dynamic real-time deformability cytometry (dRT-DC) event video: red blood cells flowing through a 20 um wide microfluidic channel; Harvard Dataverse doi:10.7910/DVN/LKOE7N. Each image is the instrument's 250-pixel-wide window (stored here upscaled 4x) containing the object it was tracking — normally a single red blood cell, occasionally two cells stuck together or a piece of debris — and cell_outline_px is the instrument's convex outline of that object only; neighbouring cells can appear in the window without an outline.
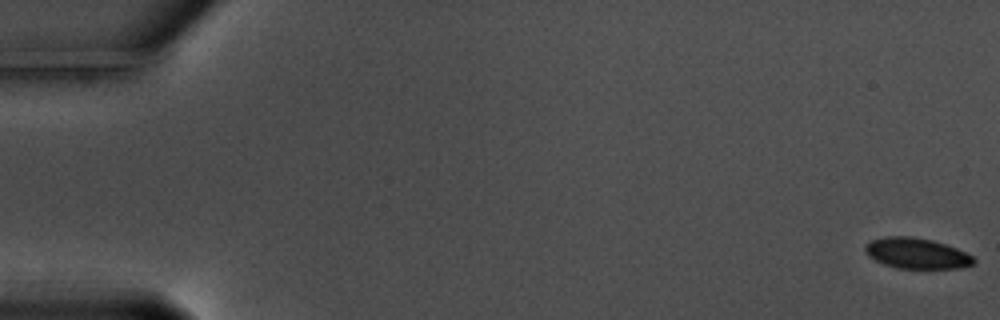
{"species": "common noctule bat (a hibernating species)", "species_latin": "Nyctalus noctula", "temperature_condition": "warm", "stored_images_in_passage": 58, "camera_frame_rate_fps": 3000, "um_per_image_px": 0.085, "animal": {"sex": "male", "body_mass_g": 17.5, "forearm_length_mm": 52.3}, "frame": {"image": 1, "passage_image": 1, "time_ms": 0.0, "image_size_px": [1000, 320], "cell_outline_px": [[976, 264], [960, 268], [896, 268], [884, 264], [868, 256], [864, 248], [864, 244], [872, 240], [888, 236], [912, 236], [932, 240], [956, 248], [972, 256], [976, 260]], "centroid_in_image_um": [77.91, 21.53], "position_along_channel_um": 7.1, "area_um2": 19.36}}
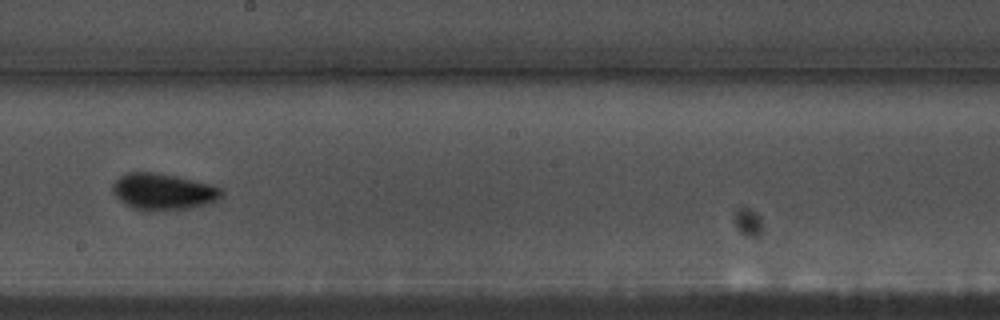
{"frame": {"image": 2, "passage_image": 34, "time_ms": 11.0, "image_size_px": [1000, 320], "cell_outline_px": [[224, 192], [216, 200], [204, 204], [188, 208], [148, 212], [144, 212], [132, 208], [124, 204], [112, 192], [112, 184], [120, 176], [128, 172], [152, 172], [176, 176], [212, 184], [220, 188]], "centroid_in_image_um": [13.82, 16.3], "position_along_channel_um": 234.4, "area_um2": 23.24}}
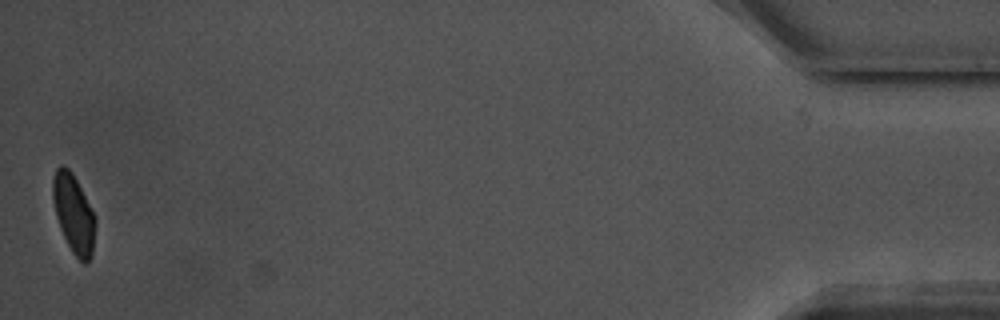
{"frame": {"image": 3, "passage_image": 58, "time_ms": 19.0, "image_size_px": [1000, 320], "cell_outline_px": [[96, 224], [92, 256], [88, 264], [84, 264], [72, 252], [60, 228], [56, 216], [52, 196], [52, 180], [56, 168], [60, 164], [64, 164], [72, 172], [96, 216]], "centroid_in_image_um": [6.27, 18.16], "position_along_channel_um": 428.9, "area_um2": 19.71}, "authors_computed_cell_mechanics": {"area_um2": 20.8947, "velocity_mm_per_s": 3.5611, "shape_relaxation_time_tau1_ms": 3.1409, "shape_relaxation_time_tau2_ms": null, "deformation_change_tau1": 0.0973, "deformation_change_tau2": null}}